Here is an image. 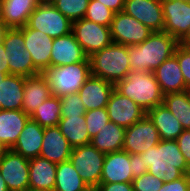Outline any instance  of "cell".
<instances>
[{
    "mask_svg": "<svg viewBox=\"0 0 190 191\" xmlns=\"http://www.w3.org/2000/svg\"><path fill=\"white\" fill-rule=\"evenodd\" d=\"M179 41L165 33L155 31L141 44L127 46L131 71L154 72L166 59L174 55Z\"/></svg>",
    "mask_w": 190,
    "mask_h": 191,
    "instance_id": "6da1fadb",
    "label": "cell"
},
{
    "mask_svg": "<svg viewBox=\"0 0 190 191\" xmlns=\"http://www.w3.org/2000/svg\"><path fill=\"white\" fill-rule=\"evenodd\" d=\"M140 155L148 172L164 182H171L190 174V167L176 140H161L156 146L148 148Z\"/></svg>",
    "mask_w": 190,
    "mask_h": 191,
    "instance_id": "7a4b0ae2",
    "label": "cell"
},
{
    "mask_svg": "<svg viewBox=\"0 0 190 191\" xmlns=\"http://www.w3.org/2000/svg\"><path fill=\"white\" fill-rule=\"evenodd\" d=\"M114 89L133 100L145 112L163 103L164 95L153 72L131 71Z\"/></svg>",
    "mask_w": 190,
    "mask_h": 191,
    "instance_id": "3957f363",
    "label": "cell"
},
{
    "mask_svg": "<svg viewBox=\"0 0 190 191\" xmlns=\"http://www.w3.org/2000/svg\"><path fill=\"white\" fill-rule=\"evenodd\" d=\"M128 58L127 46L112 42L89 57L91 75L115 85L131 72Z\"/></svg>",
    "mask_w": 190,
    "mask_h": 191,
    "instance_id": "277c9868",
    "label": "cell"
},
{
    "mask_svg": "<svg viewBox=\"0 0 190 191\" xmlns=\"http://www.w3.org/2000/svg\"><path fill=\"white\" fill-rule=\"evenodd\" d=\"M43 74L48 80L52 95L61 98L80 90L91 76L90 62L50 67Z\"/></svg>",
    "mask_w": 190,
    "mask_h": 191,
    "instance_id": "5b68a950",
    "label": "cell"
},
{
    "mask_svg": "<svg viewBox=\"0 0 190 191\" xmlns=\"http://www.w3.org/2000/svg\"><path fill=\"white\" fill-rule=\"evenodd\" d=\"M1 40L9 62V75L26 78L40 73L34 67L31 54L24 46L23 27L5 28Z\"/></svg>",
    "mask_w": 190,
    "mask_h": 191,
    "instance_id": "8992f818",
    "label": "cell"
},
{
    "mask_svg": "<svg viewBox=\"0 0 190 191\" xmlns=\"http://www.w3.org/2000/svg\"><path fill=\"white\" fill-rule=\"evenodd\" d=\"M106 154L91 144L72 148L70 161L85 183L95 190L101 181Z\"/></svg>",
    "mask_w": 190,
    "mask_h": 191,
    "instance_id": "52a82bcc",
    "label": "cell"
},
{
    "mask_svg": "<svg viewBox=\"0 0 190 191\" xmlns=\"http://www.w3.org/2000/svg\"><path fill=\"white\" fill-rule=\"evenodd\" d=\"M27 25L55 39L72 32V22L52 4L40 2L29 16Z\"/></svg>",
    "mask_w": 190,
    "mask_h": 191,
    "instance_id": "ba28073f",
    "label": "cell"
},
{
    "mask_svg": "<svg viewBox=\"0 0 190 191\" xmlns=\"http://www.w3.org/2000/svg\"><path fill=\"white\" fill-rule=\"evenodd\" d=\"M152 31L131 15L120 11L114 14L110 24V34L113 43L126 46L138 45L144 42Z\"/></svg>",
    "mask_w": 190,
    "mask_h": 191,
    "instance_id": "9c48e42d",
    "label": "cell"
},
{
    "mask_svg": "<svg viewBox=\"0 0 190 191\" xmlns=\"http://www.w3.org/2000/svg\"><path fill=\"white\" fill-rule=\"evenodd\" d=\"M72 33L88 57L112 43L110 27L85 18L72 22Z\"/></svg>",
    "mask_w": 190,
    "mask_h": 191,
    "instance_id": "30bf717a",
    "label": "cell"
},
{
    "mask_svg": "<svg viewBox=\"0 0 190 191\" xmlns=\"http://www.w3.org/2000/svg\"><path fill=\"white\" fill-rule=\"evenodd\" d=\"M0 173L9 191L29 190V159L12 150L0 158Z\"/></svg>",
    "mask_w": 190,
    "mask_h": 191,
    "instance_id": "8fae6325",
    "label": "cell"
},
{
    "mask_svg": "<svg viewBox=\"0 0 190 191\" xmlns=\"http://www.w3.org/2000/svg\"><path fill=\"white\" fill-rule=\"evenodd\" d=\"M161 141L158 130L145 115L131 127L126 128L124 137V151L129 154H142L148 148L156 146Z\"/></svg>",
    "mask_w": 190,
    "mask_h": 191,
    "instance_id": "7c38bea8",
    "label": "cell"
},
{
    "mask_svg": "<svg viewBox=\"0 0 190 191\" xmlns=\"http://www.w3.org/2000/svg\"><path fill=\"white\" fill-rule=\"evenodd\" d=\"M164 18V32L178 41L190 26V2L161 0Z\"/></svg>",
    "mask_w": 190,
    "mask_h": 191,
    "instance_id": "4fadbf2b",
    "label": "cell"
},
{
    "mask_svg": "<svg viewBox=\"0 0 190 191\" xmlns=\"http://www.w3.org/2000/svg\"><path fill=\"white\" fill-rule=\"evenodd\" d=\"M24 46L30 52L34 67L44 73L51 67L53 39L28 25L23 27Z\"/></svg>",
    "mask_w": 190,
    "mask_h": 191,
    "instance_id": "5bb4252c",
    "label": "cell"
},
{
    "mask_svg": "<svg viewBox=\"0 0 190 191\" xmlns=\"http://www.w3.org/2000/svg\"><path fill=\"white\" fill-rule=\"evenodd\" d=\"M123 11L146 25L152 32L164 30L161 0H125Z\"/></svg>",
    "mask_w": 190,
    "mask_h": 191,
    "instance_id": "9a60e30c",
    "label": "cell"
},
{
    "mask_svg": "<svg viewBox=\"0 0 190 191\" xmlns=\"http://www.w3.org/2000/svg\"><path fill=\"white\" fill-rule=\"evenodd\" d=\"M106 109L109 120L125 128L131 127L146 115V112L139 105L122 96L115 89L109 97Z\"/></svg>",
    "mask_w": 190,
    "mask_h": 191,
    "instance_id": "2e32d148",
    "label": "cell"
},
{
    "mask_svg": "<svg viewBox=\"0 0 190 191\" xmlns=\"http://www.w3.org/2000/svg\"><path fill=\"white\" fill-rule=\"evenodd\" d=\"M71 152L72 147L58 125L44 128L40 157L59 164L69 161Z\"/></svg>",
    "mask_w": 190,
    "mask_h": 191,
    "instance_id": "e0dca14e",
    "label": "cell"
},
{
    "mask_svg": "<svg viewBox=\"0 0 190 191\" xmlns=\"http://www.w3.org/2000/svg\"><path fill=\"white\" fill-rule=\"evenodd\" d=\"M79 62H90L74 34L53 39L51 67L69 65Z\"/></svg>",
    "mask_w": 190,
    "mask_h": 191,
    "instance_id": "ac0fdd59",
    "label": "cell"
},
{
    "mask_svg": "<svg viewBox=\"0 0 190 191\" xmlns=\"http://www.w3.org/2000/svg\"><path fill=\"white\" fill-rule=\"evenodd\" d=\"M40 2L41 0H0V22L5 28L24 27Z\"/></svg>",
    "mask_w": 190,
    "mask_h": 191,
    "instance_id": "d6986e66",
    "label": "cell"
},
{
    "mask_svg": "<svg viewBox=\"0 0 190 191\" xmlns=\"http://www.w3.org/2000/svg\"><path fill=\"white\" fill-rule=\"evenodd\" d=\"M130 154L124 150L106 153L100 183L132 182Z\"/></svg>",
    "mask_w": 190,
    "mask_h": 191,
    "instance_id": "ffe728a7",
    "label": "cell"
},
{
    "mask_svg": "<svg viewBox=\"0 0 190 191\" xmlns=\"http://www.w3.org/2000/svg\"><path fill=\"white\" fill-rule=\"evenodd\" d=\"M113 90L114 84L91 75L84 82L78 91V94L86 111H88L92 109L106 108Z\"/></svg>",
    "mask_w": 190,
    "mask_h": 191,
    "instance_id": "44dd1931",
    "label": "cell"
},
{
    "mask_svg": "<svg viewBox=\"0 0 190 191\" xmlns=\"http://www.w3.org/2000/svg\"><path fill=\"white\" fill-rule=\"evenodd\" d=\"M57 164L40 156L29 159V190L54 191Z\"/></svg>",
    "mask_w": 190,
    "mask_h": 191,
    "instance_id": "7402d4cb",
    "label": "cell"
},
{
    "mask_svg": "<svg viewBox=\"0 0 190 191\" xmlns=\"http://www.w3.org/2000/svg\"><path fill=\"white\" fill-rule=\"evenodd\" d=\"M153 73L163 95L189 90L185 85L183 74L175 55L166 59Z\"/></svg>",
    "mask_w": 190,
    "mask_h": 191,
    "instance_id": "603a6c76",
    "label": "cell"
},
{
    "mask_svg": "<svg viewBox=\"0 0 190 191\" xmlns=\"http://www.w3.org/2000/svg\"><path fill=\"white\" fill-rule=\"evenodd\" d=\"M50 96H52V91L43 73L26 77L22 110L31 116L36 108Z\"/></svg>",
    "mask_w": 190,
    "mask_h": 191,
    "instance_id": "cb8c5ba5",
    "label": "cell"
},
{
    "mask_svg": "<svg viewBox=\"0 0 190 191\" xmlns=\"http://www.w3.org/2000/svg\"><path fill=\"white\" fill-rule=\"evenodd\" d=\"M43 136L44 128L29 119L10 150L28 159L38 157L41 152Z\"/></svg>",
    "mask_w": 190,
    "mask_h": 191,
    "instance_id": "d4e9b609",
    "label": "cell"
},
{
    "mask_svg": "<svg viewBox=\"0 0 190 191\" xmlns=\"http://www.w3.org/2000/svg\"><path fill=\"white\" fill-rule=\"evenodd\" d=\"M30 119L23 110H0V143L11 149Z\"/></svg>",
    "mask_w": 190,
    "mask_h": 191,
    "instance_id": "484cf974",
    "label": "cell"
},
{
    "mask_svg": "<svg viewBox=\"0 0 190 191\" xmlns=\"http://www.w3.org/2000/svg\"><path fill=\"white\" fill-rule=\"evenodd\" d=\"M146 115L158 130L161 140H176L184 130L180 121L163 103L148 110Z\"/></svg>",
    "mask_w": 190,
    "mask_h": 191,
    "instance_id": "4316f807",
    "label": "cell"
},
{
    "mask_svg": "<svg viewBox=\"0 0 190 191\" xmlns=\"http://www.w3.org/2000/svg\"><path fill=\"white\" fill-rule=\"evenodd\" d=\"M125 127L109 121L91 139V145L103 153L121 151L124 145Z\"/></svg>",
    "mask_w": 190,
    "mask_h": 191,
    "instance_id": "83f0119b",
    "label": "cell"
},
{
    "mask_svg": "<svg viewBox=\"0 0 190 191\" xmlns=\"http://www.w3.org/2000/svg\"><path fill=\"white\" fill-rule=\"evenodd\" d=\"M58 126L72 148L91 143L85 123V115L61 118Z\"/></svg>",
    "mask_w": 190,
    "mask_h": 191,
    "instance_id": "f1b7e54d",
    "label": "cell"
},
{
    "mask_svg": "<svg viewBox=\"0 0 190 191\" xmlns=\"http://www.w3.org/2000/svg\"><path fill=\"white\" fill-rule=\"evenodd\" d=\"M54 191H93L79 176L71 161L57 164Z\"/></svg>",
    "mask_w": 190,
    "mask_h": 191,
    "instance_id": "f546056e",
    "label": "cell"
},
{
    "mask_svg": "<svg viewBox=\"0 0 190 191\" xmlns=\"http://www.w3.org/2000/svg\"><path fill=\"white\" fill-rule=\"evenodd\" d=\"M25 77L7 75L3 80L2 110H22Z\"/></svg>",
    "mask_w": 190,
    "mask_h": 191,
    "instance_id": "4dcf8cb0",
    "label": "cell"
},
{
    "mask_svg": "<svg viewBox=\"0 0 190 191\" xmlns=\"http://www.w3.org/2000/svg\"><path fill=\"white\" fill-rule=\"evenodd\" d=\"M163 104L180 121L184 130L190 129V90L164 95Z\"/></svg>",
    "mask_w": 190,
    "mask_h": 191,
    "instance_id": "1f68e13d",
    "label": "cell"
},
{
    "mask_svg": "<svg viewBox=\"0 0 190 191\" xmlns=\"http://www.w3.org/2000/svg\"><path fill=\"white\" fill-rule=\"evenodd\" d=\"M30 119L37 122L41 127L57 126L61 119V100L56 95L50 96L40 104Z\"/></svg>",
    "mask_w": 190,
    "mask_h": 191,
    "instance_id": "d6a6232c",
    "label": "cell"
},
{
    "mask_svg": "<svg viewBox=\"0 0 190 191\" xmlns=\"http://www.w3.org/2000/svg\"><path fill=\"white\" fill-rule=\"evenodd\" d=\"M90 0H57L52 5L71 22L85 17Z\"/></svg>",
    "mask_w": 190,
    "mask_h": 191,
    "instance_id": "836d02e7",
    "label": "cell"
},
{
    "mask_svg": "<svg viewBox=\"0 0 190 191\" xmlns=\"http://www.w3.org/2000/svg\"><path fill=\"white\" fill-rule=\"evenodd\" d=\"M115 12L105 7L102 3L96 0H90L85 14V19L97 24L110 27Z\"/></svg>",
    "mask_w": 190,
    "mask_h": 191,
    "instance_id": "e575fe53",
    "label": "cell"
},
{
    "mask_svg": "<svg viewBox=\"0 0 190 191\" xmlns=\"http://www.w3.org/2000/svg\"><path fill=\"white\" fill-rule=\"evenodd\" d=\"M109 121V115L106 108L86 111L85 123L90 138L92 139Z\"/></svg>",
    "mask_w": 190,
    "mask_h": 191,
    "instance_id": "d590c367",
    "label": "cell"
},
{
    "mask_svg": "<svg viewBox=\"0 0 190 191\" xmlns=\"http://www.w3.org/2000/svg\"><path fill=\"white\" fill-rule=\"evenodd\" d=\"M60 100H61V118H68L69 116L85 115L86 109L78 92L62 96Z\"/></svg>",
    "mask_w": 190,
    "mask_h": 191,
    "instance_id": "8d00e7d4",
    "label": "cell"
},
{
    "mask_svg": "<svg viewBox=\"0 0 190 191\" xmlns=\"http://www.w3.org/2000/svg\"><path fill=\"white\" fill-rule=\"evenodd\" d=\"M134 191H159L164 184V181L160 178L146 172L140 177L133 179Z\"/></svg>",
    "mask_w": 190,
    "mask_h": 191,
    "instance_id": "74e56055",
    "label": "cell"
},
{
    "mask_svg": "<svg viewBox=\"0 0 190 191\" xmlns=\"http://www.w3.org/2000/svg\"><path fill=\"white\" fill-rule=\"evenodd\" d=\"M174 55L177 57L185 85L190 90V46L179 44Z\"/></svg>",
    "mask_w": 190,
    "mask_h": 191,
    "instance_id": "f35d334b",
    "label": "cell"
},
{
    "mask_svg": "<svg viewBox=\"0 0 190 191\" xmlns=\"http://www.w3.org/2000/svg\"><path fill=\"white\" fill-rule=\"evenodd\" d=\"M159 191H190V174L171 182H164Z\"/></svg>",
    "mask_w": 190,
    "mask_h": 191,
    "instance_id": "ab89813d",
    "label": "cell"
},
{
    "mask_svg": "<svg viewBox=\"0 0 190 191\" xmlns=\"http://www.w3.org/2000/svg\"><path fill=\"white\" fill-rule=\"evenodd\" d=\"M176 141L187 165L190 167V129L183 130Z\"/></svg>",
    "mask_w": 190,
    "mask_h": 191,
    "instance_id": "60d3db41",
    "label": "cell"
},
{
    "mask_svg": "<svg viewBox=\"0 0 190 191\" xmlns=\"http://www.w3.org/2000/svg\"><path fill=\"white\" fill-rule=\"evenodd\" d=\"M130 169L132 170L133 179L148 172V168L143 162V157L139 154H130Z\"/></svg>",
    "mask_w": 190,
    "mask_h": 191,
    "instance_id": "b9f144b4",
    "label": "cell"
},
{
    "mask_svg": "<svg viewBox=\"0 0 190 191\" xmlns=\"http://www.w3.org/2000/svg\"><path fill=\"white\" fill-rule=\"evenodd\" d=\"M96 191H134L132 182L100 183Z\"/></svg>",
    "mask_w": 190,
    "mask_h": 191,
    "instance_id": "7bdbcfd3",
    "label": "cell"
},
{
    "mask_svg": "<svg viewBox=\"0 0 190 191\" xmlns=\"http://www.w3.org/2000/svg\"><path fill=\"white\" fill-rule=\"evenodd\" d=\"M96 1L102 3L103 5H105V7L111 9L115 13L123 11L125 4V0H96Z\"/></svg>",
    "mask_w": 190,
    "mask_h": 191,
    "instance_id": "ee69618b",
    "label": "cell"
},
{
    "mask_svg": "<svg viewBox=\"0 0 190 191\" xmlns=\"http://www.w3.org/2000/svg\"><path fill=\"white\" fill-rule=\"evenodd\" d=\"M0 68H2V72L9 75V62L7 61L6 51L4 50L2 40H0Z\"/></svg>",
    "mask_w": 190,
    "mask_h": 191,
    "instance_id": "f6af8a7d",
    "label": "cell"
},
{
    "mask_svg": "<svg viewBox=\"0 0 190 191\" xmlns=\"http://www.w3.org/2000/svg\"><path fill=\"white\" fill-rule=\"evenodd\" d=\"M179 44L190 46V26L187 33L179 40Z\"/></svg>",
    "mask_w": 190,
    "mask_h": 191,
    "instance_id": "bcb514c9",
    "label": "cell"
},
{
    "mask_svg": "<svg viewBox=\"0 0 190 191\" xmlns=\"http://www.w3.org/2000/svg\"><path fill=\"white\" fill-rule=\"evenodd\" d=\"M0 191H9L5 180L3 179L1 173H0Z\"/></svg>",
    "mask_w": 190,
    "mask_h": 191,
    "instance_id": "7dc6e473",
    "label": "cell"
},
{
    "mask_svg": "<svg viewBox=\"0 0 190 191\" xmlns=\"http://www.w3.org/2000/svg\"><path fill=\"white\" fill-rule=\"evenodd\" d=\"M3 103V82H0V110H2Z\"/></svg>",
    "mask_w": 190,
    "mask_h": 191,
    "instance_id": "c3c4849f",
    "label": "cell"
},
{
    "mask_svg": "<svg viewBox=\"0 0 190 191\" xmlns=\"http://www.w3.org/2000/svg\"><path fill=\"white\" fill-rule=\"evenodd\" d=\"M7 75L8 74L2 72V68H0V82H3Z\"/></svg>",
    "mask_w": 190,
    "mask_h": 191,
    "instance_id": "681fc988",
    "label": "cell"
},
{
    "mask_svg": "<svg viewBox=\"0 0 190 191\" xmlns=\"http://www.w3.org/2000/svg\"><path fill=\"white\" fill-rule=\"evenodd\" d=\"M7 149L0 143V158L3 156L4 152L6 151Z\"/></svg>",
    "mask_w": 190,
    "mask_h": 191,
    "instance_id": "f907efd6",
    "label": "cell"
},
{
    "mask_svg": "<svg viewBox=\"0 0 190 191\" xmlns=\"http://www.w3.org/2000/svg\"><path fill=\"white\" fill-rule=\"evenodd\" d=\"M4 29H5L4 25L0 22V40L2 39V34Z\"/></svg>",
    "mask_w": 190,
    "mask_h": 191,
    "instance_id": "816d5d0a",
    "label": "cell"
},
{
    "mask_svg": "<svg viewBox=\"0 0 190 191\" xmlns=\"http://www.w3.org/2000/svg\"><path fill=\"white\" fill-rule=\"evenodd\" d=\"M55 1L57 0H41V2L47 3V4H53Z\"/></svg>",
    "mask_w": 190,
    "mask_h": 191,
    "instance_id": "f5cc1de1",
    "label": "cell"
},
{
    "mask_svg": "<svg viewBox=\"0 0 190 191\" xmlns=\"http://www.w3.org/2000/svg\"><path fill=\"white\" fill-rule=\"evenodd\" d=\"M177 1L190 2V0H177Z\"/></svg>",
    "mask_w": 190,
    "mask_h": 191,
    "instance_id": "db71d44e",
    "label": "cell"
}]
</instances>
